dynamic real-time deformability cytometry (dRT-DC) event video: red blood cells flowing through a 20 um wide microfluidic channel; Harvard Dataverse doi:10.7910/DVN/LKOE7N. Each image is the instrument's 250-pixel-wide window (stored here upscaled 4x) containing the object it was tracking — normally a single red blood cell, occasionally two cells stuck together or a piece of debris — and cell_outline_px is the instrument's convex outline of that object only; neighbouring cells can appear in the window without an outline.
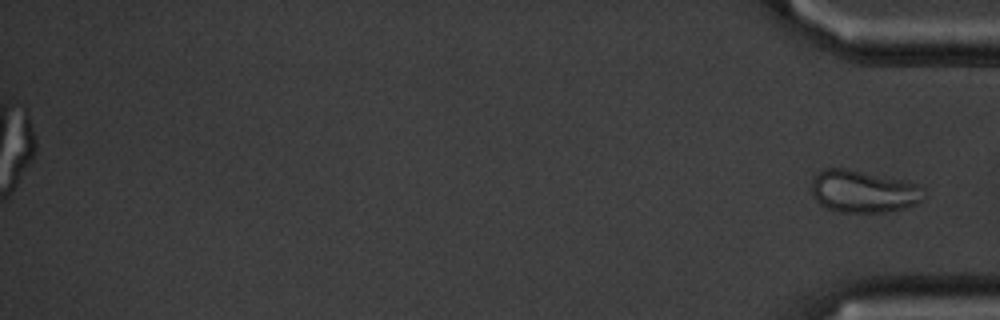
{"species": "common noctule bat (a hibernating species)", "species_latin": "Nyctalus noctula", "temperature_condition": "cold", "stored_images_in_passage": 51, "segment_of_instrument_passage": [2, 2], "camera_frame_rate_fps": 3000, "um_per_image_px": 0.085, "animal": {"sex": "male", "body_mass_g": 20.1, "forearm_length_mm": 53.5}, "frame": {"image": 1, "passage_image": 51, "time_ms": 16.667, "image_size_px": [1000, 320], "cell_outline_px": [[928, 196], [924, 200], [916, 204], [904, 208], [884, 212], [840, 212], [828, 208], [820, 204], [812, 196], [812, 180], [824, 168], [848, 168], [900, 180], [916, 184], [924, 188]], "centroid_in_image_um": [73.42, 16.28], "position_along_channel_um": 361.8, "area_um2": 27.74}}